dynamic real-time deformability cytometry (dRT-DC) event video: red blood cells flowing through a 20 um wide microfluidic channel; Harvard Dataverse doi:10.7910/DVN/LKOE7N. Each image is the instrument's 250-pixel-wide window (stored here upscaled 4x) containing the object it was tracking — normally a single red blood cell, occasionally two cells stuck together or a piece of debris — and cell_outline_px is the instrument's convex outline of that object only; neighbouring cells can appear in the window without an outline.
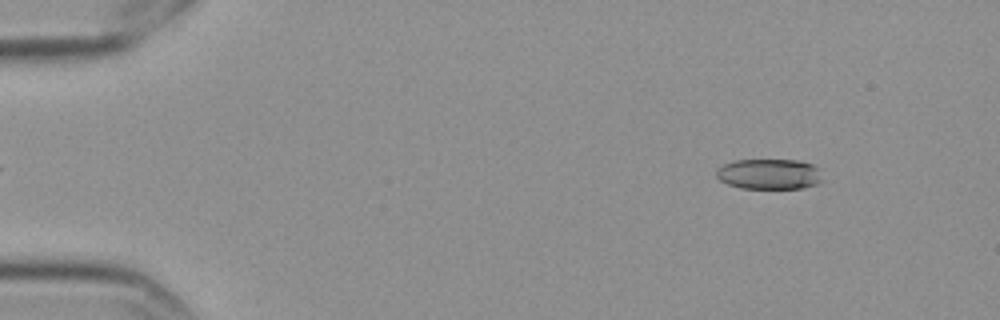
{"species": "Egyptian fruit bat (a non-hibernating species)", "species_latin": "Rousettus aegyptiacus", "temperature_condition": "cold", "stored_images_in_passage": 4, "camera_frame_rate_fps": 3000, "um_per_image_px": 0.085, "frame": {"image": 1, "passage_image": 1, "time_ms": 0.0, "image_size_px": [1000, 320], "cell_outline_px": [[820, 180], [816, 184], [804, 188], [740, 188], [728, 184], [720, 180], [716, 176], [716, 168], [724, 164], [736, 160], [800, 160], [812, 164], [820, 168]], "centroid_in_image_um": [65.37, 14.79], "position_along_channel_um": 19.6, "area_um2": 18.84}}
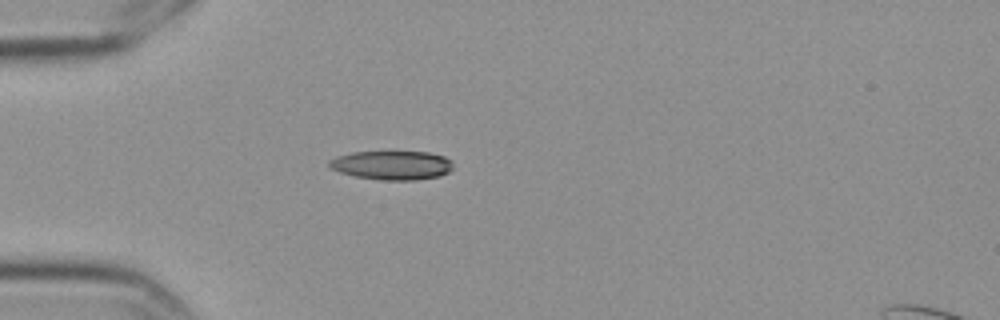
{"frame": {"image": 2, "passage_image": 4, "time_ms": 1.0, "image_size_px": [1000, 320], "cell_outline_px": [[452, 168], [448, 172], [440, 176], [416, 180], [380, 180], [356, 176], [340, 172], [328, 168], [328, 160], [336, 156], [352, 152], [428, 152], [444, 156], [452, 160]], "centroid_in_image_um": [33.3, 14.04], "position_along_channel_um": 51.7, "area_um2": 21.04}}